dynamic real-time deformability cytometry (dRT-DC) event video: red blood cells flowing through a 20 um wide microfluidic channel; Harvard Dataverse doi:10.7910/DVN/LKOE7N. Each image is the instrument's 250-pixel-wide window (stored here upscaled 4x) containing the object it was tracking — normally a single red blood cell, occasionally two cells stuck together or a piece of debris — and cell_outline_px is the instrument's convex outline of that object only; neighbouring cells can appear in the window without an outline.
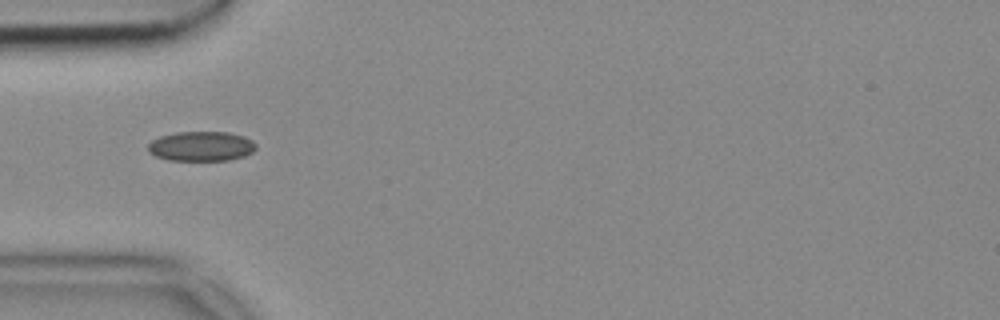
{"species": "common noctule bat (a hibernating species)", "species_latin": "Nyctalus noctula", "temperature_condition": "cold", "stored_images_in_passage": 23, "camera_frame_rate_fps": 3000, "um_per_image_px": 0.085, "animal": {"sex": "female", "body_mass_g": 18.4}, "frame": {"image": 1, "passage_image": 1, "time_ms": 0.0, "image_size_px": [1000, 320], "cell_outline_px": [[256, 148], [252, 152], [244, 156], [228, 160], [168, 160], [156, 156], [148, 152], [148, 144], [152, 140], [160, 136], [176, 132], [228, 132], [244, 136], [252, 140], [256, 144]], "centroid_in_image_um": [17.1, 12.43], "position_along_channel_um": 67.9, "area_um2": 18.73}}